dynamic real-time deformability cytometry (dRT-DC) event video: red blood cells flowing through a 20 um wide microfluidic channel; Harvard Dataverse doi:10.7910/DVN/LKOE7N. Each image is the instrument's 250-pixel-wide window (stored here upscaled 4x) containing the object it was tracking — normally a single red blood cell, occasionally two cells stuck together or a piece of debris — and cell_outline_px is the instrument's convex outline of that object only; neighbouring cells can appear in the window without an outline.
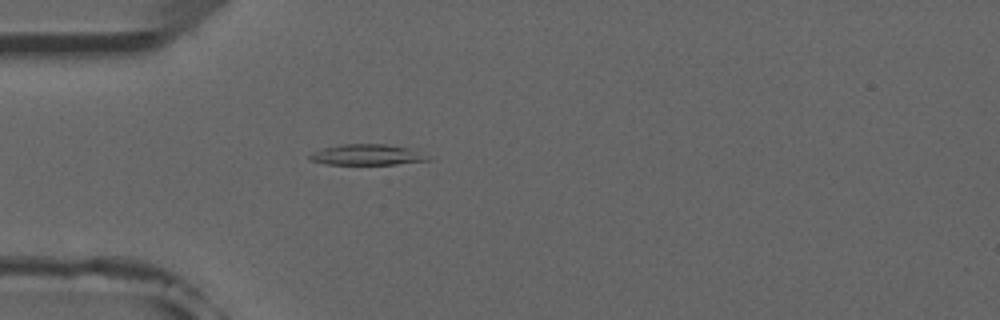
{"species": "common noctule bat (a hibernating species)", "species_latin": "Nyctalus noctula", "temperature_condition": "room temperature", "stored_images_in_passage": 43, "camera_frame_rate_fps": 3000, "um_per_image_px": 0.085, "animal": {"sex": "male", "forearm_length_mm": 52.5}, "frame": {"image": 1, "passage_image": 6, "time_ms": 1.667, "image_size_px": [1000, 320], "cell_outline_px": [[432, 160], [396, 164], [328, 164], [312, 160], [308, 156], [312, 152], [324, 148], [344, 144], [384, 144], [416, 148], [432, 156]], "centroid_in_image_um": [31.36, 13.14], "position_along_channel_um": 53.6, "area_um2": 14.51}}
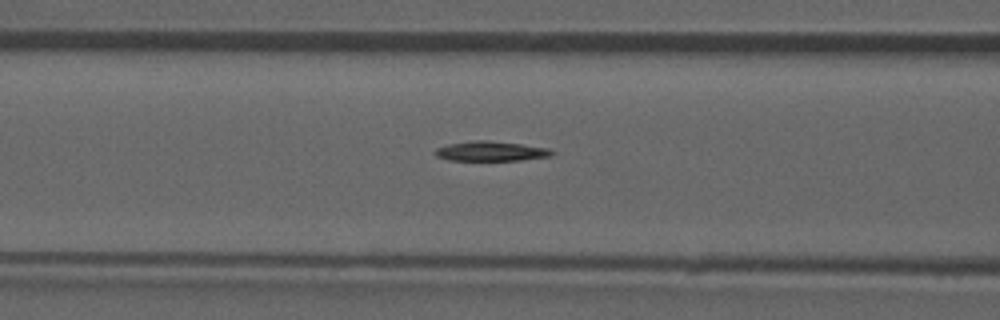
{"frame": {"image": 2, "passage_image": 12, "time_ms": 3.667, "image_size_px": [1000, 320], "cell_outline_px": [[556, 152], [548, 156], [520, 160], [448, 160], [436, 156], [432, 152], [436, 148], [448, 144], [472, 140], [488, 140], [520, 144], [548, 148]], "centroid_in_image_um": [41.66, 12.84], "position_along_channel_um": 124.9, "area_um2": 13.41}}
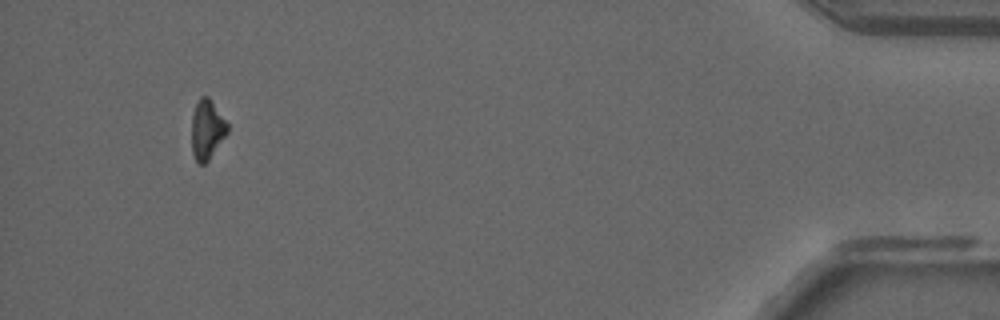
{"frame": {"image": 3, "passage_image": 40, "time_ms": 13.0, "image_size_px": [1000, 320], "cell_outline_px": [[228, 132], [208, 160], [204, 164], [200, 164], [196, 160], [192, 152], [192, 116], [196, 104], [200, 96], [208, 96], [228, 124]], "centroid_in_image_um": [17.59, 11.0], "position_along_channel_um": 417.6, "area_um2": 12.2}}